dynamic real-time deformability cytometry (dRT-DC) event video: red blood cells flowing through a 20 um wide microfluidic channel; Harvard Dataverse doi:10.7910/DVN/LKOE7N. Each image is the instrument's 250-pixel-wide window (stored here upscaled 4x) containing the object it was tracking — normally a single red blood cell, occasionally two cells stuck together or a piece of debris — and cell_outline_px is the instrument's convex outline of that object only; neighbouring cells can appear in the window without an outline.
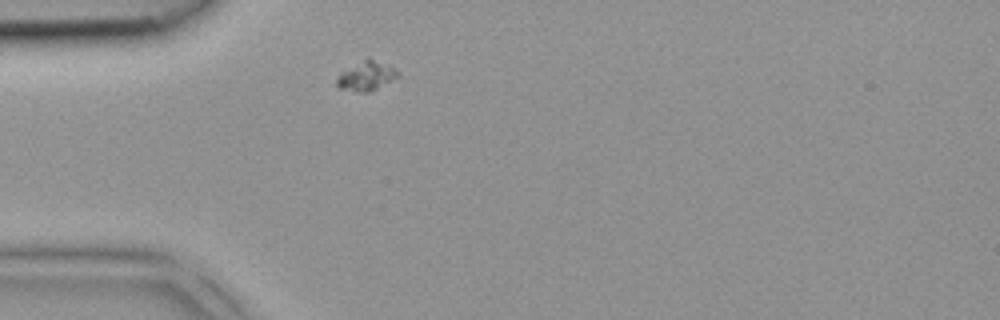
{"species": "common noctule bat (a hibernating species)", "species_latin": "Nyctalus noctula", "temperature_condition": "room temperature", "stored_images_in_passage": 1, "camera_frame_rate_fps": 3000, "um_per_image_px": 0.085, "animal": {"sex": "female", "body_mass_g": 18.4}, "frame": {"image": 1, "passage_image": 1, "time_ms": 0.0, "image_size_px": [1000, 320], "cell_outline_px": [[400, 76], [368, 92], [356, 92], [340, 88], [336, 84], [336, 80], [344, 72], [368, 56], [388, 64]], "centroid_in_image_um": [31.16, 6.45], "position_along_channel_um": 53.8, "area_um2": 10.06}}